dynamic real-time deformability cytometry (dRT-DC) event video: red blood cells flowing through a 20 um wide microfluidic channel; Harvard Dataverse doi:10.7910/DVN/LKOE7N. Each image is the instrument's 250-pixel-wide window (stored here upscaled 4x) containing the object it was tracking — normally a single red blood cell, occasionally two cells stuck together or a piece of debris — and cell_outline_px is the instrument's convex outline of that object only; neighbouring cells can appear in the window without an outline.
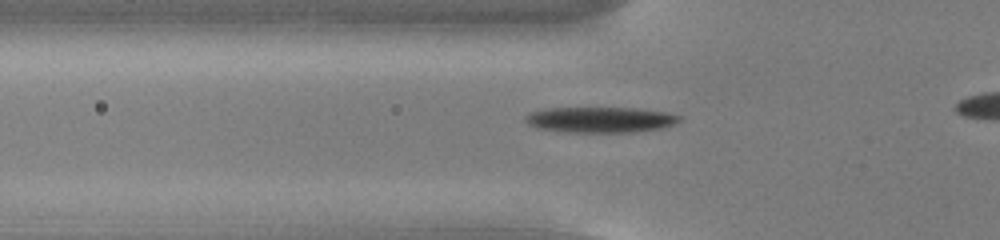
{"species": "common noctule bat (a hibernating species)", "species_latin": "Nyctalus noctula", "temperature_condition": "cold", "stored_images_in_passage": 42, "camera_frame_rate_fps": 3000, "um_per_image_px": 0.085, "animal": {"sex": "male", "body_mass_g": 13.0, "forearm_length_mm": 53.1}, "frame": {"image": 1, "passage_image": 13, "time_ms": 4.0, "image_size_px": [1000, 240], "cell_outline_px": [[680, 120], [676, 124], [660, 128], [636, 132], [568, 132], [536, 128], [528, 124], [524, 120], [524, 116], [528, 112], [548, 108], [636, 108], [664, 112], [680, 116]], "centroid_in_image_um": [50.98, 10.18], "position_along_channel_um": 74.8, "area_um2": 23.06}}
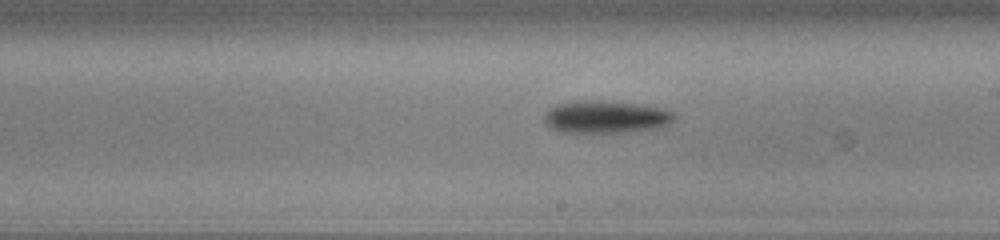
{"frame": {"image": 2, "passage_image": 26, "time_ms": 8.333, "image_size_px": [1000, 240], "cell_outline_px": [[676, 116], [672, 120], [656, 128], [624, 132], [560, 132], [552, 128], [544, 120], [544, 116], [556, 104], [588, 100], [600, 100], [640, 104], [672, 112]], "centroid_in_image_um": [51.46, 9.94], "position_along_channel_um": 237.5, "area_um2": 23.99}}
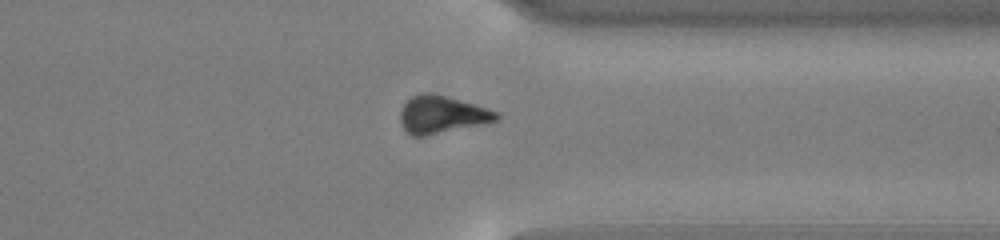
{"frame": {"image": 3, "passage_image": 37, "time_ms": 12.0, "image_size_px": [1000, 240], "cell_outline_px": [[500, 120], [424, 136], [412, 136], [400, 124], [400, 112], [404, 104], [412, 96], [420, 92], [432, 92], [476, 104], [488, 108], [496, 112], [500, 116]], "centroid_in_image_um": [37.55, 9.72], "position_along_channel_um": 373.9, "area_um2": 21.04}}